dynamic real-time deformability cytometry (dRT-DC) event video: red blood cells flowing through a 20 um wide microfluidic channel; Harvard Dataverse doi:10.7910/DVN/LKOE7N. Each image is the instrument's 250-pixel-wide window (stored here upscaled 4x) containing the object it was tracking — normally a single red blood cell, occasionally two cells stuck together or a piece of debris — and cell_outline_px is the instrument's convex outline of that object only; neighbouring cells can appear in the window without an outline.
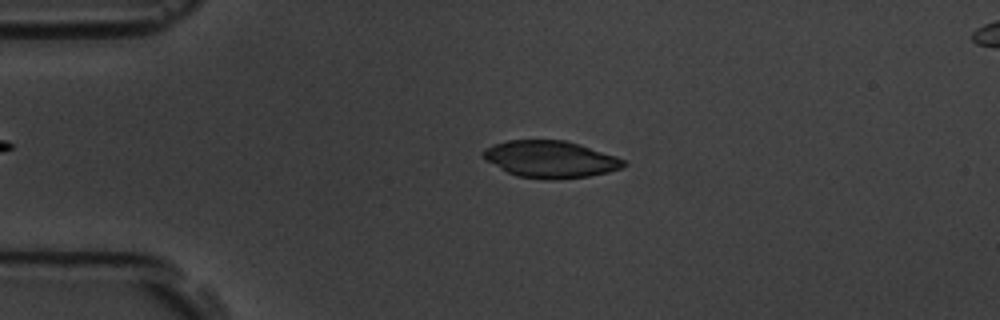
{"species": "common noctule bat (a hibernating species)", "species_latin": "Nyctalus noctula", "temperature_condition": "room temperature", "stored_images_in_passage": 5, "camera_frame_rate_fps": 3000, "um_per_image_px": 0.085, "animal": {"sex": "male", "body_mass_g": 19.5, "forearm_length_mm": 54.6}, "frame": {"image": 1, "passage_image": 3, "time_ms": 2.333, "image_size_px": [1000, 320], "cell_outline_px": [[628, 164], [620, 168], [608, 172], [588, 176], [556, 180], [544, 180], [516, 176], [484, 160], [480, 152], [484, 148], [492, 144], [508, 140], [564, 140], [580, 144], [616, 156], [624, 160]], "centroid_in_image_um": [46.74, 13.54], "position_along_channel_um": 38.3, "area_um2": 30.52}}